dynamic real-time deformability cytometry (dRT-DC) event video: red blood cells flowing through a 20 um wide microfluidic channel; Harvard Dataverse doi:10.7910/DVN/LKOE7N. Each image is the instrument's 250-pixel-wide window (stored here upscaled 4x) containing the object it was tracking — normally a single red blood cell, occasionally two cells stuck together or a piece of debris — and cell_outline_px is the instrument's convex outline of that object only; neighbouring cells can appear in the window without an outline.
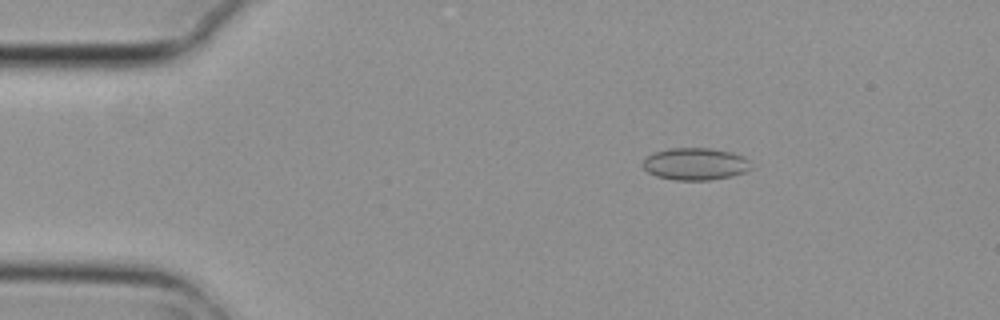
{"species": "common noctule bat (a hibernating species)", "species_latin": "Nyctalus noctula", "temperature_condition": "cold", "stored_images_in_passage": 4, "camera_frame_rate_fps": 3000, "um_per_image_px": 0.085, "animal": {"sex": "female", "body_mass_g": 29.2, "forearm_length_mm": 56.3}, "frame": {"image": 1, "passage_image": 2, "time_ms": 0.333, "image_size_px": [1000, 320], "cell_outline_px": [[748, 168], [744, 172], [732, 176], [708, 180], [676, 180], [656, 176], [648, 172], [644, 168], [644, 160], [648, 156], [656, 152], [668, 148], [712, 148], [744, 156], [748, 160]], "centroid_in_image_um": [59.08, 13.94], "position_along_channel_um": 25.9, "area_um2": 19.94}}
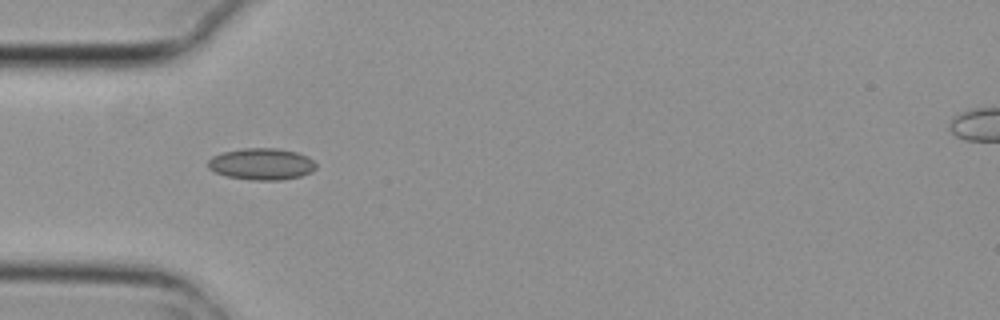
{"frame": {"image": 2, "passage_image": 3, "time_ms": 0.667, "image_size_px": [1000, 320], "cell_outline_px": [[316, 168], [312, 172], [300, 176], [280, 180], [252, 180], [228, 176], [216, 172], [208, 168], [208, 160], [212, 156], [224, 152], [244, 148], [276, 148], [296, 152], [308, 156], [316, 164]], "centroid_in_image_um": [22.25, 13.94], "position_along_channel_um": 62.8, "area_um2": 19.83}}
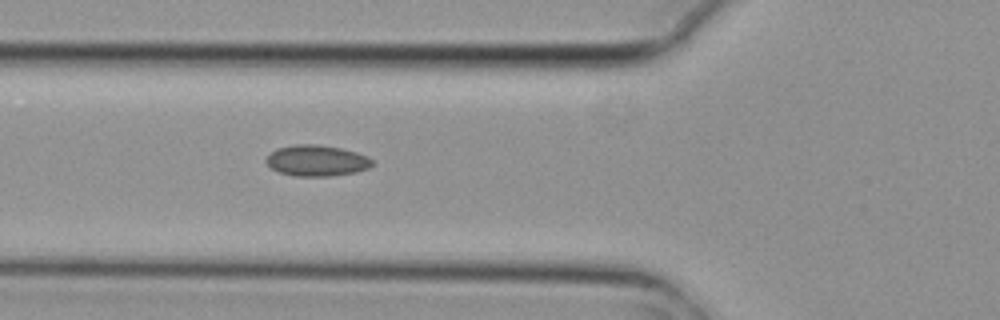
{"frame": {"image": 3, "passage_image": 4, "time_ms": 1.0, "image_size_px": [1000, 320], "cell_outline_px": [[372, 164], [368, 168], [356, 172], [328, 176], [292, 176], [280, 172], [272, 168], [264, 160], [276, 148], [296, 144], [316, 144], [340, 148], [356, 152], [368, 156], [372, 160]], "centroid_in_image_um": [26.91, 13.65], "position_along_channel_um": 98.9, "area_um2": 19.07}}